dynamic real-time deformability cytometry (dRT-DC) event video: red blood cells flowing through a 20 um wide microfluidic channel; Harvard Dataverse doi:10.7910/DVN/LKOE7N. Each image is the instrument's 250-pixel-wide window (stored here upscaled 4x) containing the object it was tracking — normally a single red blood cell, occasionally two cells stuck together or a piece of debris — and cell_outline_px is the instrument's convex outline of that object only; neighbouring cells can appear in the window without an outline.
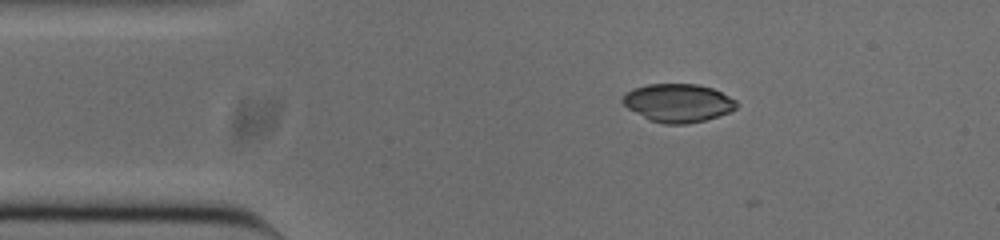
{"species": "common noctule bat (a hibernating species)", "species_latin": "Nyctalus noctula", "temperature_condition": "cold", "stored_images_in_passage": 2, "camera_frame_rate_fps": 3000, "um_per_image_px": 0.085, "animal": {"sex": "male", "body_mass_g": 20.0, "forearm_length_mm": 53.3}, "frame": {"image": 1, "passage_image": 1, "time_ms": 0.0, "image_size_px": [1000, 240], "cell_outline_px": [[740, 104], [736, 108], [728, 112], [704, 120], [688, 124], [664, 124], [648, 120], [628, 108], [620, 100], [628, 92], [636, 88], [648, 84], [696, 84], [712, 88], [736, 100]], "centroid_in_image_um": [57.64, 8.76], "position_along_channel_um": 27.4, "area_um2": 25.2}}